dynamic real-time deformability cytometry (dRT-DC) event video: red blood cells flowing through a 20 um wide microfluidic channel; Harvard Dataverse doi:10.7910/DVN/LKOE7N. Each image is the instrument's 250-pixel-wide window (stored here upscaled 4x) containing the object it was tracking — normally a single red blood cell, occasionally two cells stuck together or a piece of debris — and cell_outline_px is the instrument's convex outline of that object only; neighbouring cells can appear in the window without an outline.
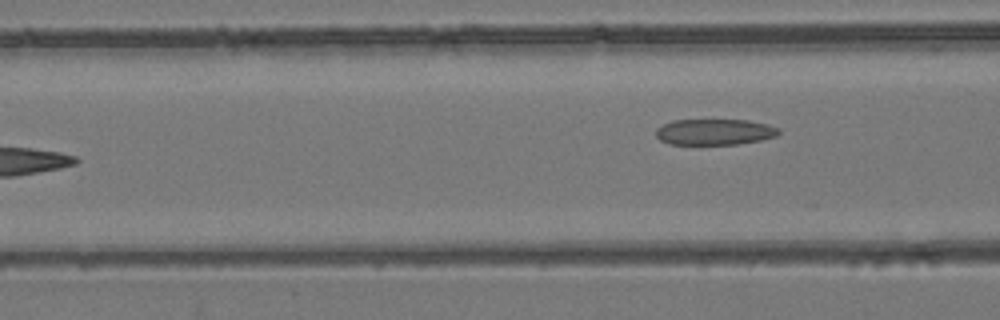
{"species": "common noctule bat (a hibernating species)", "species_latin": "Nyctalus noctula", "temperature_condition": "room temperature", "stored_images_in_passage": 6, "camera_frame_rate_fps": 3000, "um_per_image_px": 0.085, "animal": {"sex": "female", "body_mass_g": 24.6, "forearm_length_mm": 56.2}, "frame": {"image": 1, "passage_image": 6, "time_ms": 5.667, "image_size_px": [1000, 320], "cell_outline_px": [[780, 132], [776, 136], [760, 140], [740, 144], [668, 144], [660, 140], [656, 136], [656, 128], [672, 120], [748, 120], [768, 124], [780, 128]], "centroid_in_image_um": [60.75, 11.21], "position_along_channel_um": 105.9, "area_um2": 18.67}}